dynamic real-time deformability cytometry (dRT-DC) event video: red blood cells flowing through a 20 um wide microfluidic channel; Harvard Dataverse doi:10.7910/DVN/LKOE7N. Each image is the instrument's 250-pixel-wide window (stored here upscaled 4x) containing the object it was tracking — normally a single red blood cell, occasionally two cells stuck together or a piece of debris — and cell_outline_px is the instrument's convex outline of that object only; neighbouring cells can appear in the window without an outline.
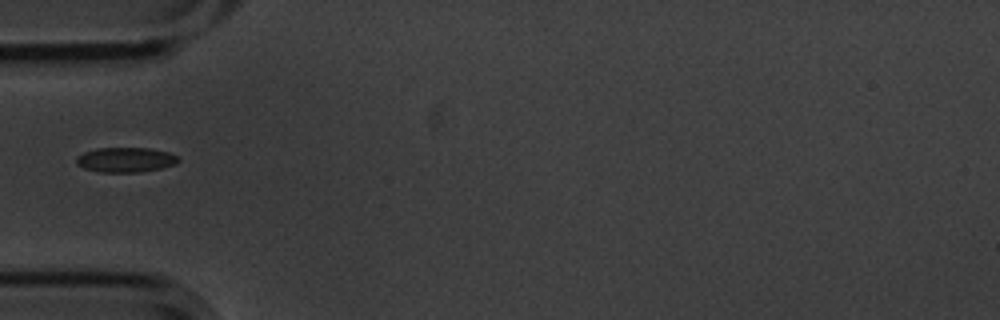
{"species": "common noctule bat (a hibernating species)", "species_latin": "Nyctalus noctula", "temperature_condition": "cold", "stored_images_in_passage": 6, "camera_frame_rate_fps": 3000, "um_per_image_px": 0.085, "animal": {"sex": "male", "body_mass_g": 20.1, "forearm_length_mm": 53.5}, "frame": {"image": 1, "passage_image": 1, "time_ms": 0.0, "image_size_px": [1000, 320], "cell_outline_px": [[180, 160], [176, 164], [160, 168], [140, 172], [96, 172], [84, 168], [76, 164], [76, 156], [84, 152], [96, 148], [148, 148], [168, 152], [176, 156]], "centroid_in_image_um": [10.64, 13.58], "position_along_channel_um": 74.4, "area_um2": 14.8}}
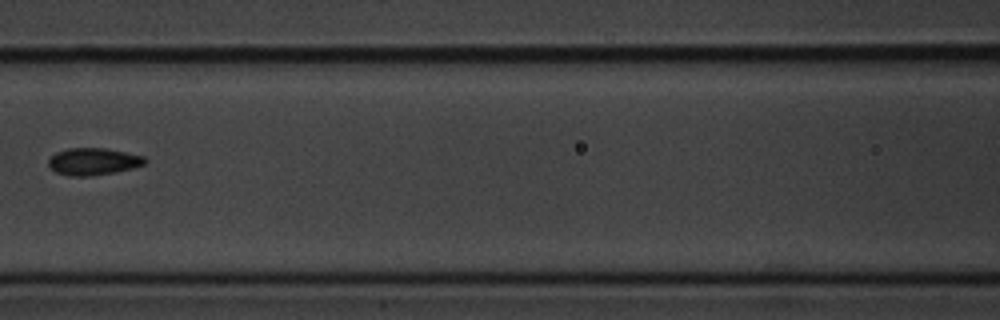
{"frame": {"image": 2, "passage_image": 3, "time_ms": 0.667, "image_size_px": [1000, 320], "cell_outline_px": [[148, 160], [144, 164], [132, 168], [112, 172], [88, 176], [68, 176], [56, 172], [48, 164], [48, 160], [56, 152], [68, 148], [104, 148], [144, 156]], "centroid_in_image_um": [7.91, 13.72], "position_along_channel_um": 158.7, "area_um2": 15.03}}
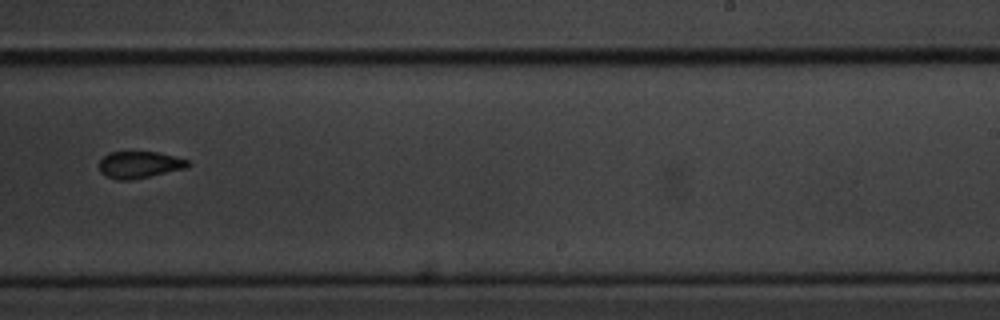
{"frame": {"image": 3, "passage_image": 6, "time_ms": 1.667, "image_size_px": [1000, 320], "cell_outline_px": [[192, 164], [188, 168], [128, 180], [116, 180], [100, 172], [100, 160], [108, 152], [156, 152], [188, 160]], "centroid_in_image_um": [11.86, 14.0], "position_along_channel_um": 277.1, "area_um2": 13.7}}